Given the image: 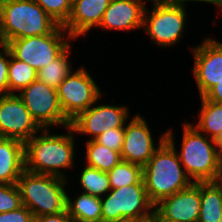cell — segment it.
I'll return each mask as SVG.
<instances>
[{
	"label": "cell",
	"mask_w": 222,
	"mask_h": 222,
	"mask_svg": "<svg viewBox=\"0 0 222 222\" xmlns=\"http://www.w3.org/2000/svg\"><path fill=\"white\" fill-rule=\"evenodd\" d=\"M200 207V182H193L154 206L164 218L177 222H197Z\"/></svg>",
	"instance_id": "obj_15"
},
{
	"label": "cell",
	"mask_w": 222,
	"mask_h": 222,
	"mask_svg": "<svg viewBox=\"0 0 222 222\" xmlns=\"http://www.w3.org/2000/svg\"><path fill=\"white\" fill-rule=\"evenodd\" d=\"M187 1L203 2L202 0H152V3H157V4H184Z\"/></svg>",
	"instance_id": "obj_35"
},
{
	"label": "cell",
	"mask_w": 222,
	"mask_h": 222,
	"mask_svg": "<svg viewBox=\"0 0 222 222\" xmlns=\"http://www.w3.org/2000/svg\"><path fill=\"white\" fill-rule=\"evenodd\" d=\"M59 25L63 26L71 13L72 0H34Z\"/></svg>",
	"instance_id": "obj_27"
},
{
	"label": "cell",
	"mask_w": 222,
	"mask_h": 222,
	"mask_svg": "<svg viewBox=\"0 0 222 222\" xmlns=\"http://www.w3.org/2000/svg\"><path fill=\"white\" fill-rule=\"evenodd\" d=\"M85 144L86 165L89 167L108 172L122 161L120 152L111 150L94 139L88 140Z\"/></svg>",
	"instance_id": "obj_22"
},
{
	"label": "cell",
	"mask_w": 222,
	"mask_h": 222,
	"mask_svg": "<svg viewBox=\"0 0 222 222\" xmlns=\"http://www.w3.org/2000/svg\"><path fill=\"white\" fill-rule=\"evenodd\" d=\"M25 170V143L0 137V183L15 184Z\"/></svg>",
	"instance_id": "obj_18"
},
{
	"label": "cell",
	"mask_w": 222,
	"mask_h": 222,
	"mask_svg": "<svg viewBox=\"0 0 222 222\" xmlns=\"http://www.w3.org/2000/svg\"><path fill=\"white\" fill-rule=\"evenodd\" d=\"M111 189L129 186L143 181V167L128 161L119 162L113 169L107 172Z\"/></svg>",
	"instance_id": "obj_24"
},
{
	"label": "cell",
	"mask_w": 222,
	"mask_h": 222,
	"mask_svg": "<svg viewBox=\"0 0 222 222\" xmlns=\"http://www.w3.org/2000/svg\"><path fill=\"white\" fill-rule=\"evenodd\" d=\"M151 134L144 117L135 115L125 126L124 142L120 152L121 159L144 167L166 137V133H164L156 147Z\"/></svg>",
	"instance_id": "obj_12"
},
{
	"label": "cell",
	"mask_w": 222,
	"mask_h": 222,
	"mask_svg": "<svg viewBox=\"0 0 222 222\" xmlns=\"http://www.w3.org/2000/svg\"><path fill=\"white\" fill-rule=\"evenodd\" d=\"M203 97L208 101L222 104V80L212 87Z\"/></svg>",
	"instance_id": "obj_33"
},
{
	"label": "cell",
	"mask_w": 222,
	"mask_h": 222,
	"mask_svg": "<svg viewBox=\"0 0 222 222\" xmlns=\"http://www.w3.org/2000/svg\"><path fill=\"white\" fill-rule=\"evenodd\" d=\"M125 128H113L99 135L95 141L107 148L121 152Z\"/></svg>",
	"instance_id": "obj_29"
},
{
	"label": "cell",
	"mask_w": 222,
	"mask_h": 222,
	"mask_svg": "<svg viewBox=\"0 0 222 222\" xmlns=\"http://www.w3.org/2000/svg\"><path fill=\"white\" fill-rule=\"evenodd\" d=\"M218 154H219V167H220V172H222V142L218 144Z\"/></svg>",
	"instance_id": "obj_37"
},
{
	"label": "cell",
	"mask_w": 222,
	"mask_h": 222,
	"mask_svg": "<svg viewBox=\"0 0 222 222\" xmlns=\"http://www.w3.org/2000/svg\"><path fill=\"white\" fill-rule=\"evenodd\" d=\"M194 68L200 97L222 80V43L206 38L202 44L193 48Z\"/></svg>",
	"instance_id": "obj_14"
},
{
	"label": "cell",
	"mask_w": 222,
	"mask_h": 222,
	"mask_svg": "<svg viewBox=\"0 0 222 222\" xmlns=\"http://www.w3.org/2000/svg\"><path fill=\"white\" fill-rule=\"evenodd\" d=\"M41 130L18 95H0V137L26 143Z\"/></svg>",
	"instance_id": "obj_11"
},
{
	"label": "cell",
	"mask_w": 222,
	"mask_h": 222,
	"mask_svg": "<svg viewBox=\"0 0 222 222\" xmlns=\"http://www.w3.org/2000/svg\"><path fill=\"white\" fill-rule=\"evenodd\" d=\"M145 0H111L104 12L101 28L109 30H134L143 28Z\"/></svg>",
	"instance_id": "obj_16"
},
{
	"label": "cell",
	"mask_w": 222,
	"mask_h": 222,
	"mask_svg": "<svg viewBox=\"0 0 222 222\" xmlns=\"http://www.w3.org/2000/svg\"><path fill=\"white\" fill-rule=\"evenodd\" d=\"M9 62V94H14L15 91H21L29 86L37 79V71L25 62L19 61L11 55Z\"/></svg>",
	"instance_id": "obj_25"
},
{
	"label": "cell",
	"mask_w": 222,
	"mask_h": 222,
	"mask_svg": "<svg viewBox=\"0 0 222 222\" xmlns=\"http://www.w3.org/2000/svg\"><path fill=\"white\" fill-rule=\"evenodd\" d=\"M80 184L84 193L102 198L110 190V181L107 172L86 165L80 175Z\"/></svg>",
	"instance_id": "obj_26"
},
{
	"label": "cell",
	"mask_w": 222,
	"mask_h": 222,
	"mask_svg": "<svg viewBox=\"0 0 222 222\" xmlns=\"http://www.w3.org/2000/svg\"><path fill=\"white\" fill-rule=\"evenodd\" d=\"M201 207L197 222H219L222 217V186L217 182H200Z\"/></svg>",
	"instance_id": "obj_19"
},
{
	"label": "cell",
	"mask_w": 222,
	"mask_h": 222,
	"mask_svg": "<svg viewBox=\"0 0 222 222\" xmlns=\"http://www.w3.org/2000/svg\"><path fill=\"white\" fill-rule=\"evenodd\" d=\"M0 12L8 42L50 34L59 26L34 0H0Z\"/></svg>",
	"instance_id": "obj_5"
},
{
	"label": "cell",
	"mask_w": 222,
	"mask_h": 222,
	"mask_svg": "<svg viewBox=\"0 0 222 222\" xmlns=\"http://www.w3.org/2000/svg\"><path fill=\"white\" fill-rule=\"evenodd\" d=\"M139 222H155L152 218L144 220V221H139Z\"/></svg>",
	"instance_id": "obj_41"
},
{
	"label": "cell",
	"mask_w": 222,
	"mask_h": 222,
	"mask_svg": "<svg viewBox=\"0 0 222 222\" xmlns=\"http://www.w3.org/2000/svg\"><path fill=\"white\" fill-rule=\"evenodd\" d=\"M21 206V194L17 183H0V213L10 212Z\"/></svg>",
	"instance_id": "obj_28"
},
{
	"label": "cell",
	"mask_w": 222,
	"mask_h": 222,
	"mask_svg": "<svg viewBox=\"0 0 222 222\" xmlns=\"http://www.w3.org/2000/svg\"><path fill=\"white\" fill-rule=\"evenodd\" d=\"M0 47H2L0 52L2 50H5L8 47V41H7V39L4 35V31H3L1 12H0Z\"/></svg>",
	"instance_id": "obj_34"
},
{
	"label": "cell",
	"mask_w": 222,
	"mask_h": 222,
	"mask_svg": "<svg viewBox=\"0 0 222 222\" xmlns=\"http://www.w3.org/2000/svg\"><path fill=\"white\" fill-rule=\"evenodd\" d=\"M152 5L153 10L149 15L145 9L143 30L149 34L154 44L164 47L176 44L183 37L181 35L185 29L187 15L185 5L157 3Z\"/></svg>",
	"instance_id": "obj_9"
},
{
	"label": "cell",
	"mask_w": 222,
	"mask_h": 222,
	"mask_svg": "<svg viewBox=\"0 0 222 222\" xmlns=\"http://www.w3.org/2000/svg\"><path fill=\"white\" fill-rule=\"evenodd\" d=\"M203 2H209V3H212V4H214V5H217L219 2H220V0H202Z\"/></svg>",
	"instance_id": "obj_38"
},
{
	"label": "cell",
	"mask_w": 222,
	"mask_h": 222,
	"mask_svg": "<svg viewBox=\"0 0 222 222\" xmlns=\"http://www.w3.org/2000/svg\"><path fill=\"white\" fill-rule=\"evenodd\" d=\"M18 96L42 129H49L52 125H62L65 128L71 125L61 108L57 89L36 79L22 89Z\"/></svg>",
	"instance_id": "obj_8"
},
{
	"label": "cell",
	"mask_w": 222,
	"mask_h": 222,
	"mask_svg": "<svg viewBox=\"0 0 222 222\" xmlns=\"http://www.w3.org/2000/svg\"><path fill=\"white\" fill-rule=\"evenodd\" d=\"M218 183L222 186V172H220Z\"/></svg>",
	"instance_id": "obj_39"
},
{
	"label": "cell",
	"mask_w": 222,
	"mask_h": 222,
	"mask_svg": "<svg viewBox=\"0 0 222 222\" xmlns=\"http://www.w3.org/2000/svg\"><path fill=\"white\" fill-rule=\"evenodd\" d=\"M66 211L74 222H102L101 199L82 193L73 202L67 195Z\"/></svg>",
	"instance_id": "obj_20"
},
{
	"label": "cell",
	"mask_w": 222,
	"mask_h": 222,
	"mask_svg": "<svg viewBox=\"0 0 222 222\" xmlns=\"http://www.w3.org/2000/svg\"><path fill=\"white\" fill-rule=\"evenodd\" d=\"M109 192L106 198H100L102 222H139L151 218L154 205L147 196L144 183L122 186Z\"/></svg>",
	"instance_id": "obj_6"
},
{
	"label": "cell",
	"mask_w": 222,
	"mask_h": 222,
	"mask_svg": "<svg viewBox=\"0 0 222 222\" xmlns=\"http://www.w3.org/2000/svg\"><path fill=\"white\" fill-rule=\"evenodd\" d=\"M129 112L124 106L99 105L89 107L71 121L74 132L90 134L96 139L113 128H125Z\"/></svg>",
	"instance_id": "obj_13"
},
{
	"label": "cell",
	"mask_w": 222,
	"mask_h": 222,
	"mask_svg": "<svg viewBox=\"0 0 222 222\" xmlns=\"http://www.w3.org/2000/svg\"><path fill=\"white\" fill-rule=\"evenodd\" d=\"M151 218L155 222H177V221H172V220L164 218L155 208L153 209Z\"/></svg>",
	"instance_id": "obj_36"
},
{
	"label": "cell",
	"mask_w": 222,
	"mask_h": 222,
	"mask_svg": "<svg viewBox=\"0 0 222 222\" xmlns=\"http://www.w3.org/2000/svg\"><path fill=\"white\" fill-rule=\"evenodd\" d=\"M40 136H33L25 143V170L35 174L54 175L67 179L60 168L74 165V130L69 134H50L43 129Z\"/></svg>",
	"instance_id": "obj_2"
},
{
	"label": "cell",
	"mask_w": 222,
	"mask_h": 222,
	"mask_svg": "<svg viewBox=\"0 0 222 222\" xmlns=\"http://www.w3.org/2000/svg\"><path fill=\"white\" fill-rule=\"evenodd\" d=\"M217 7H220L221 11H222V0H220V2L216 5Z\"/></svg>",
	"instance_id": "obj_42"
},
{
	"label": "cell",
	"mask_w": 222,
	"mask_h": 222,
	"mask_svg": "<svg viewBox=\"0 0 222 222\" xmlns=\"http://www.w3.org/2000/svg\"><path fill=\"white\" fill-rule=\"evenodd\" d=\"M202 107L198 123L194 126L207 137L216 140L222 133V104L201 97Z\"/></svg>",
	"instance_id": "obj_21"
},
{
	"label": "cell",
	"mask_w": 222,
	"mask_h": 222,
	"mask_svg": "<svg viewBox=\"0 0 222 222\" xmlns=\"http://www.w3.org/2000/svg\"><path fill=\"white\" fill-rule=\"evenodd\" d=\"M7 57V58H6ZM10 50L6 48L0 52V95L9 94V62Z\"/></svg>",
	"instance_id": "obj_30"
},
{
	"label": "cell",
	"mask_w": 222,
	"mask_h": 222,
	"mask_svg": "<svg viewBox=\"0 0 222 222\" xmlns=\"http://www.w3.org/2000/svg\"><path fill=\"white\" fill-rule=\"evenodd\" d=\"M65 180L54 175L35 174L24 170L17 181L22 205L32 212L33 217L65 212Z\"/></svg>",
	"instance_id": "obj_4"
},
{
	"label": "cell",
	"mask_w": 222,
	"mask_h": 222,
	"mask_svg": "<svg viewBox=\"0 0 222 222\" xmlns=\"http://www.w3.org/2000/svg\"><path fill=\"white\" fill-rule=\"evenodd\" d=\"M57 94L64 115L70 121L101 97V91L84 67L71 72L58 86Z\"/></svg>",
	"instance_id": "obj_10"
},
{
	"label": "cell",
	"mask_w": 222,
	"mask_h": 222,
	"mask_svg": "<svg viewBox=\"0 0 222 222\" xmlns=\"http://www.w3.org/2000/svg\"><path fill=\"white\" fill-rule=\"evenodd\" d=\"M217 142V144H219L220 142H222V133L221 135L215 140Z\"/></svg>",
	"instance_id": "obj_40"
},
{
	"label": "cell",
	"mask_w": 222,
	"mask_h": 222,
	"mask_svg": "<svg viewBox=\"0 0 222 222\" xmlns=\"http://www.w3.org/2000/svg\"><path fill=\"white\" fill-rule=\"evenodd\" d=\"M183 129L181 152L177 155L186 174L194 183L217 182L220 175L217 142L189 123Z\"/></svg>",
	"instance_id": "obj_3"
},
{
	"label": "cell",
	"mask_w": 222,
	"mask_h": 222,
	"mask_svg": "<svg viewBox=\"0 0 222 222\" xmlns=\"http://www.w3.org/2000/svg\"><path fill=\"white\" fill-rule=\"evenodd\" d=\"M66 32L59 25L50 34L11 40L7 48L14 58L27 63L38 72L41 68L48 66L70 45L68 39L72 37L68 34L66 40L64 38Z\"/></svg>",
	"instance_id": "obj_7"
},
{
	"label": "cell",
	"mask_w": 222,
	"mask_h": 222,
	"mask_svg": "<svg viewBox=\"0 0 222 222\" xmlns=\"http://www.w3.org/2000/svg\"><path fill=\"white\" fill-rule=\"evenodd\" d=\"M33 222H74L68 215L67 211L54 214L33 217Z\"/></svg>",
	"instance_id": "obj_32"
},
{
	"label": "cell",
	"mask_w": 222,
	"mask_h": 222,
	"mask_svg": "<svg viewBox=\"0 0 222 222\" xmlns=\"http://www.w3.org/2000/svg\"><path fill=\"white\" fill-rule=\"evenodd\" d=\"M0 222H33V214L22 205L16 210L0 213Z\"/></svg>",
	"instance_id": "obj_31"
},
{
	"label": "cell",
	"mask_w": 222,
	"mask_h": 222,
	"mask_svg": "<svg viewBox=\"0 0 222 222\" xmlns=\"http://www.w3.org/2000/svg\"><path fill=\"white\" fill-rule=\"evenodd\" d=\"M165 133V141L143 167L146 193L154 206L162 199L189 187L193 183L182 168L172 131L169 130Z\"/></svg>",
	"instance_id": "obj_1"
},
{
	"label": "cell",
	"mask_w": 222,
	"mask_h": 222,
	"mask_svg": "<svg viewBox=\"0 0 222 222\" xmlns=\"http://www.w3.org/2000/svg\"><path fill=\"white\" fill-rule=\"evenodd\" d=\"M71 44L48 66L41 68L37 73V79L47 86L55 89L71 73V64L69 65V54Z\"/></svg>",
	"instance_id": "obj_23"
},
{
	"label": "cell",
	"mask_w": 222,
	"mask_h": 222,
	"mask_svg": "<svg viewBox=\"0 0 222 222\" xmlns=\"http://www.w3.org/2000/svg\"><path fill=\"white\" fill-rule=\"evenodd\" d=\"M111 0H72L67 22L62 26L73 38L85 35L93 27H99Z\"/></svg>",
	"instance_id": "obj_17"
},
{
	"label": "cell",
	"mask_w": 222,
	"mask_h": 222,
	"mask_svg": "<svg viewBox=\"0 0 222 222\" xmlns=\"http://www.w3.org/2000/svg\"><path fill=\"white\" fill-rule=\"evenodd\" d=\"M119 222H135V221H131V220H123V221H119Z\"/></svg>",
	"instance_id": "obj_43"
}]
</instances>
